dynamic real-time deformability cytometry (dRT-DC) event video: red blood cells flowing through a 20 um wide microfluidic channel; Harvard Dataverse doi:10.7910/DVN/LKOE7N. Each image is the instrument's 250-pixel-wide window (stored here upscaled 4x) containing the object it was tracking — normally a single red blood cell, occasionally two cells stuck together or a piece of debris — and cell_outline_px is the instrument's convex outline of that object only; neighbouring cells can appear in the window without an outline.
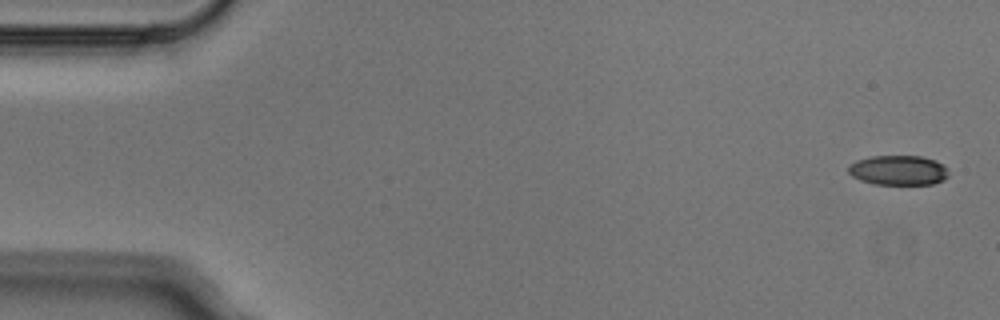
{"species": "Egyptian fruit bat (a non-hibernating species)", "species_latin": "Rousettus aegyptiacus", "temperature_condition": "cold", "stored_images_in_passage": 4, "camera_frame_rate_fps": 3000, "um_per_image_px": 0.085, "animal": {"sex": "male"}, "frame": {"image": 1, "passage_image": 1, "time_ms": 0.0, "image_size_px": [1000, 320], "cell_outline_px": [[948, 176], [944, 180], [932, 184], [876, 184], [860, 180], [852, 176], [848, 172], [848, 164], [856, 160], [872, 156], [920, 156], [936, 160], [944, 164], [948, 168]], "centroid_in_image_um": [76.37, 14.46], "position_along_channel_um": 8.6, "area_um2": 17.57}}
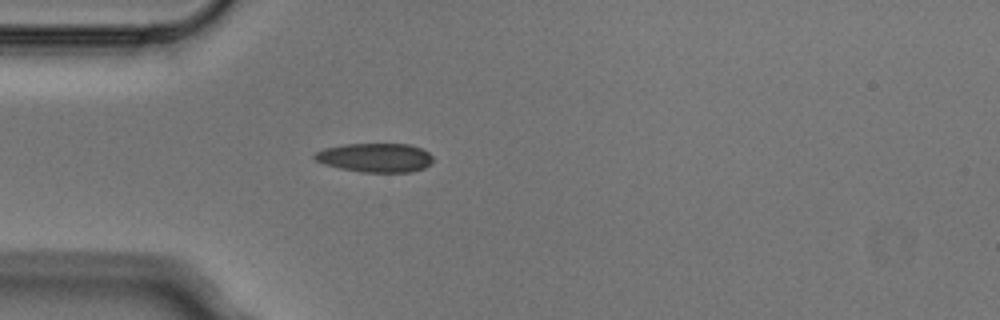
{"frame": {"image": 2, "passage_image": 4, "time_ms": 1.0, "image_size_px": [1000, 320], "cell_outline_px": [[432, 160], [424, 168], [412, 172], [360, 172], [340, 168], [324, 164], [316, 160], [312, 156], [316, 152], [324, 148], [344, 144], [408, 144], [420, 148], [428, 152], [432, 156]], "centroid_in_image_um": [31.87, 13.4], "position_along_channel_um": 53.1, "area_um2": 19.94}}